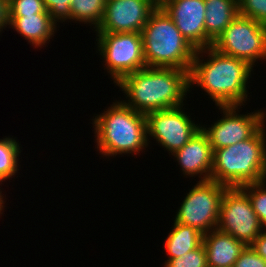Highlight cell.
Instances as JSON below:
<instances>
[{"mask_svg":"<svg viewBox=\"0 0 266 267\" xmlns=\"http://www.w3.org/2000/svg\"><path fill=\"white\" fill-rule=\"evenodd\" d=\"M266 261V229L250 245Z\"/></svg>","mask_w":266,"mask_h":267,"instance_id":"cell-27","label":"cell"},{"mask_svg":"<svg viewBox=\"0 0 266 267\" xmlns=\"http://www.w3.org/2000/svg\"><path fill=\"white\" fill-rule=\"evenodd\" d=\"M184 109L185 104L147 113L145 116L148 144L151 143L150 139H155L153 141L164 148L169 156L181 149L201 129L202 124L192 120L190 113Z\"/></svg>","mask_w":266,"mask_h":267,"instance_id":"cell-10","label":"cell"},{"mask_svg":"<svg viewBox=\"0 0 266 267\" xmlns=\"http://www.w3.org/2000/svg\"><path fill=\"white\" fill-rule=\"evenodd\" d=\"M96 52L101 64L116 85L124 76L146 66L139 32L96 33ZM97 42V43H96Z\"/></svg>","mask_w":266,"mask_h":267,"instance_id":"cell-6","label":"cell"},{"mask_svg":"<svg viewBox=\"0 0 266 267\" xmlns=\"http://www.w3.org/2000/svg\"><path fill=\"white\" fill-rule=\"evenodd\" d=\"M25 39L33 48L46 47L55 36L59 26L49 14L9 16V26Z\"/></svg>","mask_w":266,"mask_h":267,"instance_id":"cell-15","label":"cell"},{"mask_svg":"<svg viewBox=\"0 0 266 267\" xmlns=\"http://www.w3.org/2000/svg\"><path fill=\"white\" fill-rule=\"evenodd\" d=\"M9 16L49 14L43 0H8Z\"/></svg>","mask_w":266,"mask_h":267,"instance_id":"cell-23","label":"cell"},{"mask_svg":"<svg viewBox=\"0 0 266 267\" xmlns=\"http://www.w3.org/2000/svg\"><path fill=\"white\" fill-rule=\"evenodd\" d=\"M160 7L196 50L207 48L205 0H167Z\"/></svg>","mask_w":266,"mask_h":267,"instance_id":"cell-13","label":"cell"},{"mask_svg":"<svg viewBox=\"0 0 266 267\" xmlns=\"http://www.w3.org/2000/svg\"><path fill=\"white\" fill-rule=\"evenodd\" d=\"M2 183L0 182V216L3 215V213L5 212L4 209H6L5 207V199H6V194L4 195L1 190V187H2ZM4 195V196H3ZM5 198V199H4Z\"/></svg>","mask_w":266,"mask_h":267,"instance_id":"cell-28","label":"cell"},{"mask_svg":"<svg viewBox=\"0 0 266 267\" xmlns=\"http://www.w3.org/2000/svg\"><path fill=\"white\" fill-rule=\"evenodd\" d=\"M238 15V0H205L207 47L213 45Z\"/></svg>","mask_w":266,"mask_h":267,"instance_id":"cell-17","label":"cell"},{"mask_svg":"<svg viewBox=\"0 0 266 267\" xmlns=\"http://www.w3.org/2000/svg\"><path fill=\"white\" fill-rule=\"evenodd\" d=\"M216 107L222 117L211 125L201 124V129L208 136L212 150L252 138L266 124V108L240 114L239 109L243 107L239 105Z\"/></svg>","mask_w":266,"mask_h":267,"instance_id":"cell-9","label":"cell"},{"mask_svg":"<svg viewBox=\"0 0 266 267\" xmlns=\"http://www.w3.org/2000/svg\"><path fill=\"white\" fill-rule=\"evenodd\" d=\"M239 15L266 25V0H238Z\"/></svg>","mask_w":266,"mask_h":267,"instance_id":"cell-24","label":"cell"},{"mask_svg":"<svg viewBox=\"0 0 266 267\" xmlns=\"http://www.w3.org/2000/svg\"><path fill=\"white\" fill-rule=\"evenodd\" d=\"M102 113L93 115L95 148L105 159L120 155L136 156L143 153L148 144L145 114L114 100ZM95 117V118H94ZM141 152V153H140Z\"/></svg>","mask_w":266,"mask_h":267,"instance_id":"cell-3","label":"cell"},{"mask_svg":"<svg viewBox=\"0 0 266 267\" xmlns=\"http://www.w3.org/2000/svg\"><path fill=\"white\" fill-rule=\"evenodd\" d=\"M116 86L123 91L125 100L121 101L126 106L146 115L184 105L189 73L177 68L145 67L124 76Z\"/></svg>","mask_w":266,"mask_h":267,"instance_id":"cell-2","label":"cell"},{"mask_svg":"<svg viewBox=\"0 0 266 267\" xmlns=\"http://www.w3.org/2000/svg\"><path fill=\"white\" fill-rule=\"evenodd\" d=\"M163 263V267H208L203 244L181 257L165 260Z\"/></svg>","mask_w":266,"mask_h":267,"instance_id":"cell-22","label":"cell"},{"mask_svg":"<svg viewBox=\"0 0 266 267\" xmlns=\"http://www.w3.org/2000/svg\"><path fill=\"white\" fill-rule=\"evenodd\" d=\"M251 200L263 229H266V180L241 186Z\"/></svg>","mask_w":266,"mask_h":267,"instance_id":"cell-21","label":"cell"},{"mask_svg":"<svg viewBox=\"0 0 266 267\" xmlns=\"http://www.w3.org/2000/svg\"><path fill=\"white\" fill-rule=\"evenodd\" d=\"M211 180L227 187L266 180V124L252 138L213 150Z\"/></svg>","mask_w":266,"mask_h":267,"instance_id":"cell-4","label":"cell"},{"mask_svg":"<svg viewBox=\"0 0 266 267\" xmlns=\"http://www.w3.org/2000/svg\"><path fill=\"white\" fill-rule=\"evenodd\" d=\"M141 36L147 67L177 68L190 72L197 50L182 36L161 7L151 13Z\"/></svg>","mask_w":266,"mask_h":267,"instance_id":"cell-5","label":"cell"},{"mask_svg":"<svg viewBox=\"0 0 266 267\" xmlns=\"http://www.w3.org/2000/svg\"><path fill=\"white\" fill-rule=\"evenodd\" d=\"M212 47L222 54L242 59L254 68L258 61H266V25L238 15Z\"/></svg>","mask_w":266,"mask_h":267,"instance_id":"cell-8","label":"cell"},{"mask_svg":"<svg viewBox=\"0 0 266 267\" xmlns=\"http://www.w3.org/2000/svg\"><path fill=\"white\" fill-rule=\"evenodd\" d=\"M172 224L167 238L164 239V249L168 255L167 260L181 257L203 244L204 234L196 228L176 222Z\"/></svg>","mask_w":266,"mask_h":267,"instance_id":"cell-18","label":"cell"},{"mask_svg":"<svg viewBox=\"0 0 266 267\" xmlns=\"http://www.w3.org/2000/svg\"><path fill=\"white\" fill-rule=\"evenodd\" d=\"M208 267H233L241 251L245 248L242 241L219 229L203 235Z\"/></svg>","mask_w":266,"mask_h":267,"instance_id":"cell-16","label":"cell"},{"mask_svg":"<svg viewBox=\"0 0 266 267\" xmlns=\"http://www.w3.org/2000/svg\"><path fill=\"white\" fill-rule=\"evenodd\" d=\"M20 145L16 137L0 138V182L2 184H5L6 180L10 181V178L11 180L12 178L15 179L16 173L20 171L21 161L19 157L22 152Z\"/></svg>","mask_w":266,"mask_h":267,"instance_id":"cell-19","label":"cell"},{"mask_svg":"<svg viewBox=\"0 0 266 267\" xmlns=\"http://www.w3.org/2000/svg\"><path fill=\"white\" fill-rule=\"evenodd\" d=\"M172 156L175 162L177 161L183 177L196 178L198 176L199 181L211 179L213 150L208 136L202 129Z\"/></svg>","mask_w":266,"mask_h":267,"instance_id":"cell-14","label":"cell"},{"mask_svg":"<svg viewBox=\"0 0 266 267\" xmlns=\"http://www.w3.org/2000/svg\"><path fill=\"white\" fill-rule=\"evenodd\" d=\"M196 182L185 193L173 220L206 234L217 229L223 193L227 186L211 179Z\"/></svg>","mask_w":266,"mask_h":267,"instance_id":"cell-7","label":"cell"},{"mask_svg":"<svg viewBox=\"0 0 266 267\" xmlns=\"http://www.w3.org/2000/svg\"><path fill=\"white\" fill-rule=\"evenodd\" d=\"M233 267H266V261L249 245L241 251Z\"/></svg>","mask_w":266,"mask_h":267,"instance_id":"cell-26","label":"cell"},{"mask_svg":"<svg viewBox=\"0 0 266 267\" xmlns=\"http://www.w3.org/2000/svg\"><path fill=\"white\" fill-rule=\"evenodd\" d=\"M52 20L57 24L71 22V0H43ZM58 22V23H57Z\"/></svg>","mask_w":266,"mask_h":267,"instance_id":"cell-25","label":"cell"},{"mask_svg":"<svg viewBox=\"0 0 266 267\" xmlns=\"http://www.w3.org/2000/svg\"><path fill=\"white\" fill-rule=\"evenodd\" d=\"M107 0H71V22L87 24L94 31L102 22Z\"/></svg>","mask_w":266,"mask_h":267,"instance_id":"cell-20","label":"cell"},{"mask_svg":"<svg viewBox=\"0 0 266 267\" xmlns=\"http://www.w3.org/2000/svg\"><path fill=\"white\" fill-rule=\"evenodd\" d=\"M217 229L232 235L246 246L251 245L264 230L250 198L241 187L225 189Z\"/></svg>","mask_w":266,"mask_h":267,"instance_id":"cell-11","label":"cell"},{"mask_svg":"<svg viewBox=\"0 0 266 267\" xmlns=\"http://www.w3.org/2000/svg\"><path fill=\"white\" fill-rule=\"evenodd\" d=\"M253 72L246 61L222 54L212 46L199 49L189 72V93L197 87L210 96L216 106L245 107L252 97L248 84Z\"/></svg>","mask_w":266,"mask_h":267,"instance_id":"cell-1","label":"cell"},{"mask_svg":"<svg viewBox=\"0 0 266 267\" xmlns=\"http://www.w3.org/2000/svg\"><path fill=\"white\" fill-rule=\"evenodd\" d=\"M158 7H160L167 0H152Z\"/></svg>","mask_w":266,"mask_h":267,"instance_id":"cell-29","label":"cell"},{"mask_svg":"<svg viewBox=\"0 0 266 267\" xmlns=\"http://www.w3.org/2000/svg\"><path fill=\"white\" fill-rule=\"evenodd\" d=\"M158 6L152 0H107L102 22L95 33H141Z\"/></svg>","mask_w":266,"mask_h":267,"instance_id":"cell-12","label":"cell"}]
</instances>
